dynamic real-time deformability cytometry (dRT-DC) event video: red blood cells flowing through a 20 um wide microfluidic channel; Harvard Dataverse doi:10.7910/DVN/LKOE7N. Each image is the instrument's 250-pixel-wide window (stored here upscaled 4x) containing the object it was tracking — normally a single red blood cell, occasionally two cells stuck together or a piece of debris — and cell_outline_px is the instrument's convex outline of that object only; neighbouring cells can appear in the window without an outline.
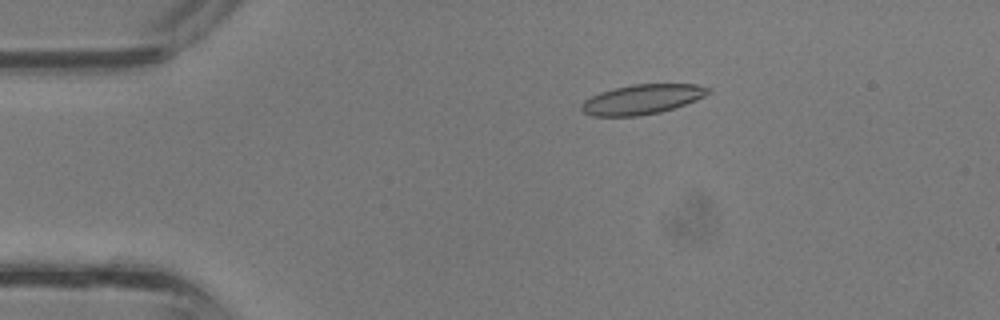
{"species": "common noctule bat (a hibernating species)", "species_latin": "Nyctalus noctula", "temperature_condition": "room temperature", "stored_images_in_passage": 34, "camera_frame_rate_fps": 3000, "um_per_image_px": 0.085, "animal": {"sex": "male", "body_mass_g": 13.3}, "frame": {"image": 1, "passage_image": 5, "time_ms": 1.333, "image_size_px": [1000, 320], "cell_outline_px": [[712, 92], [696, 100], [676, 108], [660, 112], [640, 116], [592, 116], [584, 112], [580, 108], [580, 104], [584, 100], [600, 92], [632, 84], [696, 84], [712, 88]], "centroid_in_image_um": [54.61, 8.44], "position_along_channel_um": 30.4, "area_um2": 22.14}}
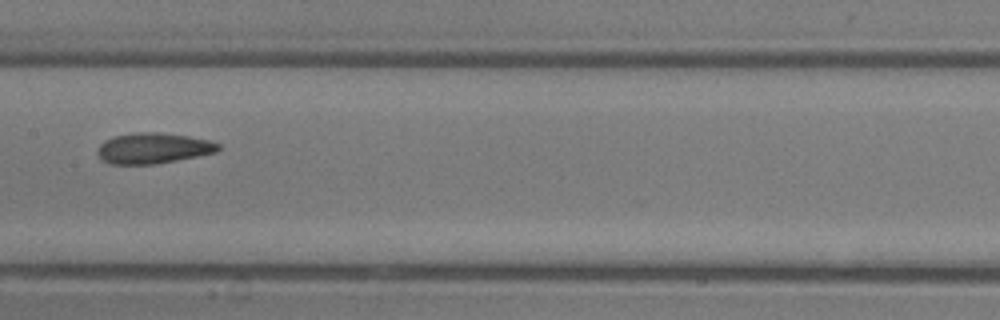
{"frame": {"image": 2, "passage_image": 17, "time_ms": 5.333, "image_size_px": [1000, 320], "cell_outline_px": [[220, 148], [216, 152], [156, 164], [112, 164], [104, 160], [96, 152], [96, 148], [104, 140], [116, 136], [136, 132], [160, 132], [188, 136], [208, 140], [220, 144]], "centroid_in_image_um": [13.01, 12.59], "position_along_channel_um": 194.4, "area_um2": 21.44}}
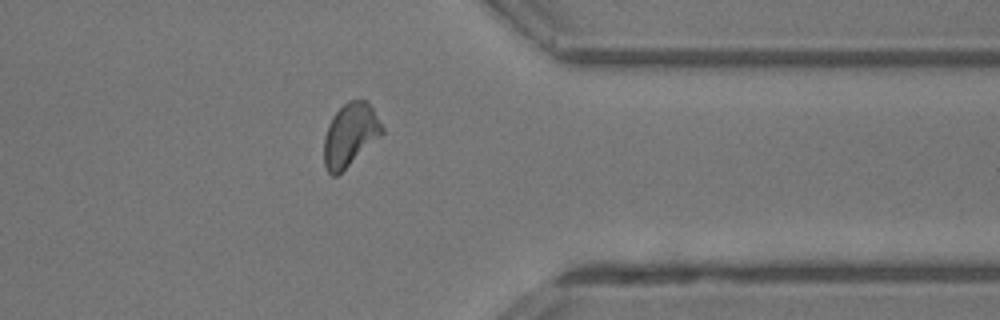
{"frame": {"image": 3, "passage_image": 28, "time_ms": 9.0, "image_size_px": [1000, 320], "cell_outline_px": [[384, 132], [380, 136], [336, 176], [332, 176], [328, 172], [324, 164], [324, 136], [328, 124], [336, 112], [348, 100], [368, 100], [384, 128]], "centroid_in_image_um": [29.75, 11.43], "position_along_channel_um": 381.6, "area_um2": 21.04}}